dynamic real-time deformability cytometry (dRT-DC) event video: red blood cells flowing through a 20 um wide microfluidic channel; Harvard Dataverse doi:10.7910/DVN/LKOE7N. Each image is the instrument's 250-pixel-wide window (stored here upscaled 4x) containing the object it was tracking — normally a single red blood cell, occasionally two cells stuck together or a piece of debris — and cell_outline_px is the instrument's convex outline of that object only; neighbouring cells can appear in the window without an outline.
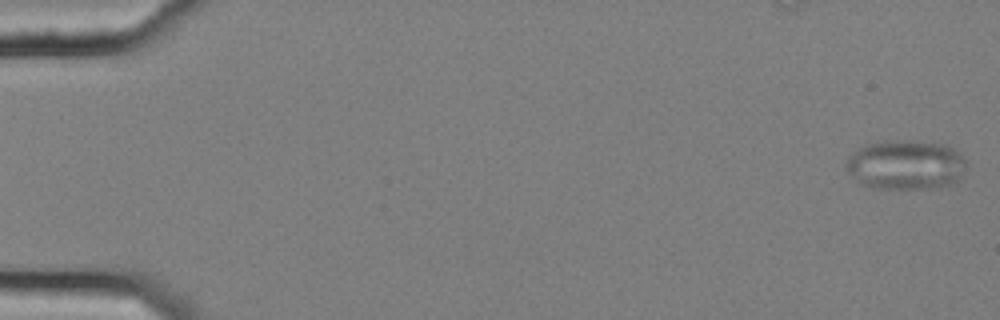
{"species": "common noctule bat (a hibernating species)", "species_latin": "Nyctalus noctula", "temperature_condition": "cold", "stored_images_in_passage": 55, "camera_frame_rate_fps": 3000, "um_per_image_px": 0.085, "animal": {"sex": "female", "body_mass_g": 25.1}, "frame": {"image": 1, "passage_image": 1, "time_ms": 0.0, "image_size_px": [1000, 320], "cell_outline_px": [[964, 172], [960, 180], [952, 184], [940, 188], [872, 188], [860, 184], [848, 172], [848, 156], [856, 148], [868, 144], [884, 140], [912, 140], [940, 144], [952, 148], [964, 160]], "centroid_in_image_um": [76.97, 14.02], "position_along_channel_um": 8.0, "area_um2": 34.74}}
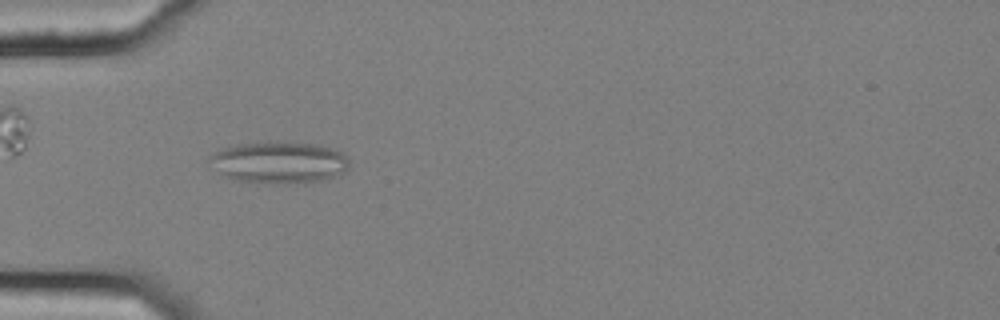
{"frame": {"image": 2, "passage_image": 18, "time_ms": 5.667, "image_size_px": [1000, 320], "cell_outline_px": [[348, 168], [344, 172], [320, 180], [232, 180], [208, 160], [208, 156], [224, 148], [236, 144], [268, 140], [320, 144], [336, 148], [344, 152], [348, 156]], "centroid_in_image_um": [23.78, 13.69], "position_along_channel_um": 61.2, "area_um2": 32.95}}
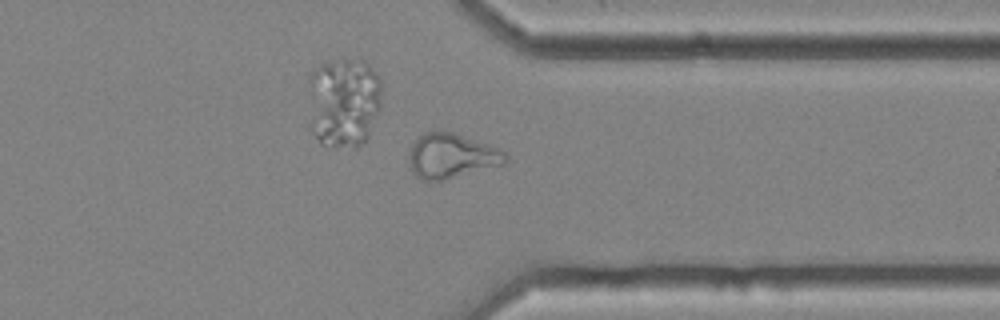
{"frame": {"image": 3, "passage_image": 44, "time_ms": 14.333, "image_size_px": [1000, 320], "cell_outline_px": [[508, 164], [440, 180], [424, 180], [416, 176], [412, 172], [408, 160], [412, 144], [424, 132], [432, 128], [452, 132], [500, 148], [508, 156]], "centroid_in_image_um": [38.39, 13.22], "position_along_channel_um": 373.0, "area_um2": 25.43}}